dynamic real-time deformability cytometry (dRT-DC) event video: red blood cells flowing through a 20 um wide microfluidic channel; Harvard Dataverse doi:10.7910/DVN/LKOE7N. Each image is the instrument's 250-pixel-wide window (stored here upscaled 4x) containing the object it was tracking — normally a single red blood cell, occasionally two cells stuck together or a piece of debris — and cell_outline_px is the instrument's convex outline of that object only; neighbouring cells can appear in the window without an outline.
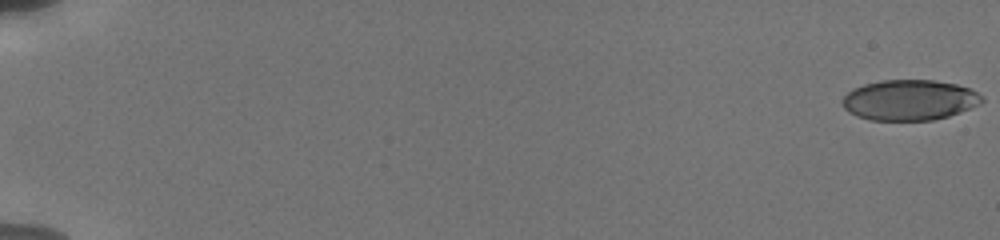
{"species": "human", "species_latin": "Homo sapiens", "temperature_condition": "cold", "stored_images_in_passage": 12, "camera_frame_rate_fps": 3000, "um_per_image_px": 0.085, "donor": {"sex": "male"}, "frame": {"image": 1, "passage_image": 1, "time_ms": 0.0, "image_size_px": [1000, 240], "cell_outline_px": [[984, 100], [980, 104], [960, 112], [948, 116], [932, 120], [868, 120], [856, 116], [848, 112], [844, 108], [840, 100], [852, 88], [864, 84], [880, 80], [936, 80], [956, 84], [968, 88], [984, 96]], "centroid_in_image_um": [77.28, 8.5], "position_along_channel_um": 7.7, "area_um2": 33.18}}
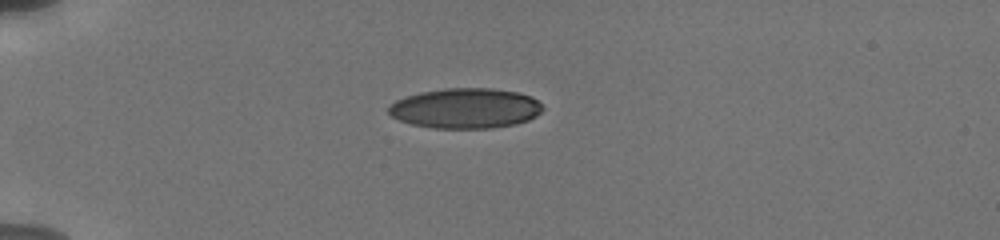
{"frame": {"image": 2, "passage_image": 10, "time_ms": 5.333, "image_size_px": [1000, 240], "cell_outline_px": [[544, 108], [536, 116], [528, 120], [516, 124], [492, 128], [432, 128], [412, 124], [400, 120], [392, 116], [388, 112], [388, 108], [396, 100], [404, 96], [420, 92], [448, 88], [492, 88], [520, 92], [532, 96]], "centroid_in_image_um": [39.58, 9.2], "position_along_channel_um": 45.4, "area_um2": 36.18}}